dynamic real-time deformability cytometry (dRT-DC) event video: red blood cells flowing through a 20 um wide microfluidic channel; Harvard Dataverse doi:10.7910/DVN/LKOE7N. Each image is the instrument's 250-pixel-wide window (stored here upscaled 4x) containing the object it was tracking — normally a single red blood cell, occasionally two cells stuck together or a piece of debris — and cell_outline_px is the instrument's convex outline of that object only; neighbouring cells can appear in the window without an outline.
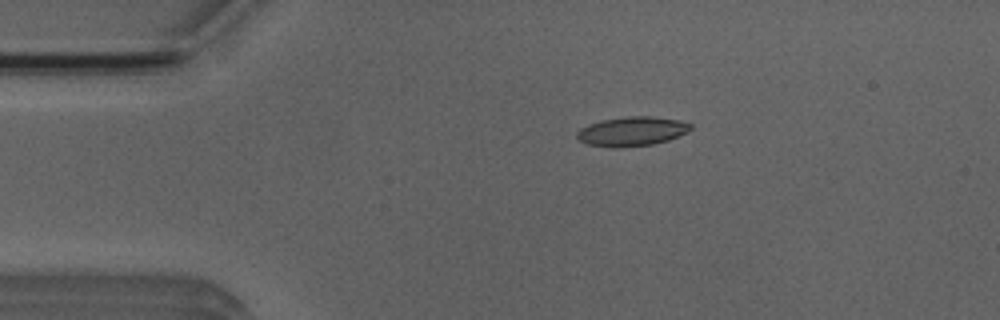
{"species": "Egyptian fruit bat (a non-hibernating species)", "species_latin": "Rousettus aegyptiacus", "temperature_condition": "room temperature", "stored_images_in_passage": 5, "camera_frame_rate_fps": 3000, "um_per_image_px": 0.085, "animal": {"sex": "male"}, "frame": {"image": 1, "passage_image": 3, "time_ms": 2.0, "image_size_px": [1000, 320], "cell_outline_px": [[692, 128], [688, 132], [668, 140], [652, 144], [588, 144], [580, 140], [576, 136], [576, 132], [580, 128], [588, 124], [600, 120], [628, 116], [652, 116], [680, 120], [692, 124]], "centroid_in_image_um": [53.77, 11.09], "position_along_channel_um": 31.2, "area_um2": 18.55}}